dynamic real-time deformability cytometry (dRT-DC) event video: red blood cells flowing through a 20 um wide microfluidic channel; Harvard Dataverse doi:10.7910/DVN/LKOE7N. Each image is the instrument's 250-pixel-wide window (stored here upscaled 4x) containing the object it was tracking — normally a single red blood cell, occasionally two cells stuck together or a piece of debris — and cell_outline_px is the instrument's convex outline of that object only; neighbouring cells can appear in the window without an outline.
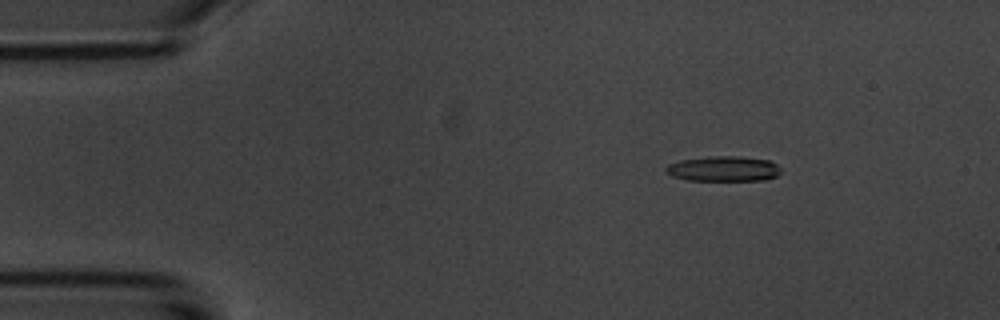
{"species": "common noctule bat (a hibernating species)", "species_latin": "Nyctalus noctula", "temperature_condition": "room temperature", "stored_images_in_passage": 4, "camera_frame_rate_fps": 3000, "um_per_image_px": 0.085, "animal": {"sex": "male", "body_mass_g": 20.1, "forearm_length_mm": 53.5}, "frame": {"image": 1, "passage_image": 2, "time_ms": 1.0, "image_size_px": [1000, 320], "cell_outline_px": [[780, 172], [776, 176], [764, 180], [688, 180], [672, 176], [664, 172], [664, 168], [668, 164], [680, 160], [708, 156], [740, 156], [768, 160], [776, 164], [780, 168]], "centroid_in_image_um": [61.46, 14.34], "position_along_channel_um": 23.5, "area_um2": 16.94}}